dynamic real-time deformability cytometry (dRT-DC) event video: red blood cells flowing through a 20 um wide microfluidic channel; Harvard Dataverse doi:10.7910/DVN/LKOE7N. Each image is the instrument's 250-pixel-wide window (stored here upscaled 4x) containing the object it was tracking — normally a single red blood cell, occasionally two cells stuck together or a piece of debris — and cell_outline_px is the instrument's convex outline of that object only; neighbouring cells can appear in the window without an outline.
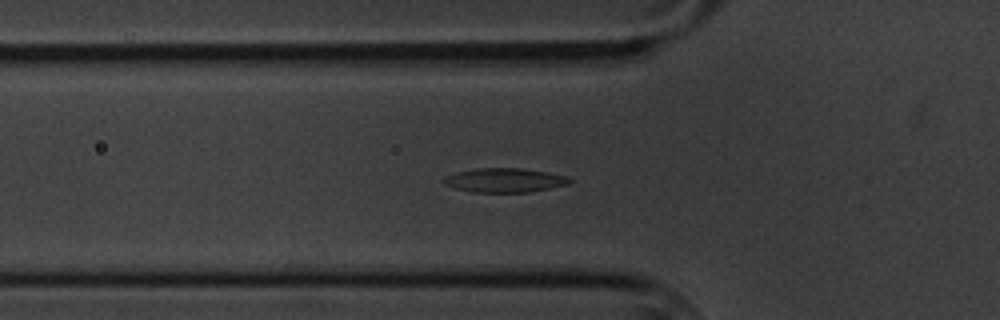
{"species": "common noctule bat (a hibernating species)", "species_latin": "Nyctalus noctula", "temperature_condition": "cold", "stored_images_in_passage": 41, "camera_frame_rate_fps": 3000, "um_per_image_px": 0.085, "animal": {"sex": "male", "body_mass_g": 20.1, "forearm_length_mm": 53.5}, "frame": {"image": 1, "passage_image": 2, "time_ms": 0.333, "image_size_px": [1000, 320], "cell_outline_px": [[572, 180], [568, 184], [528, 192], [472, 192], [456, 188], [444, 184], [440, 180], [444, 176], [456, 172], [476, 168], [524, 168], [548, 172], [564, 176]], "centroid_in_image_um": [42.82, 15.31], "position_along_channel_um": 83.0, "area_um2": 17.69}}
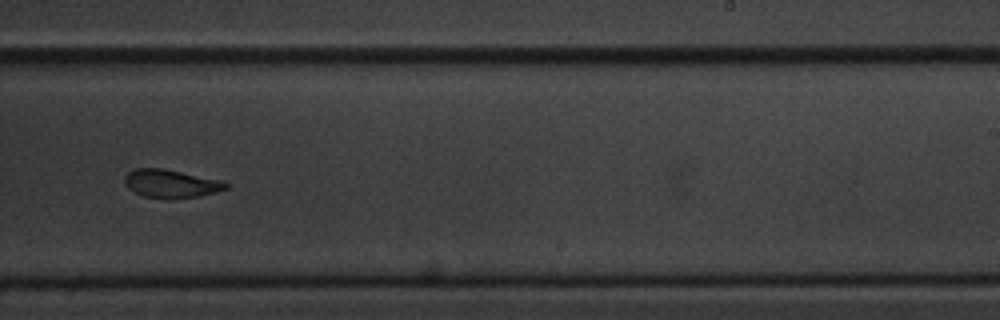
{"frame": {"image": 2, "passage_image": 19, "time_ms": 6.0, "image_size_px": [1000, 320], "cell_outline_px": [[228, 188], [216, 192], [196, 196], [172, 200], [144, 196], [132, 192], [124, 184], [124, 176], [128, 172], [136, 168], [164, 168], [224, 180], [228, 184]], "centroid_in_image_um": [14.52, 15.61], "position_along_channel_um": 274.5, "area_um2": 17.05}}
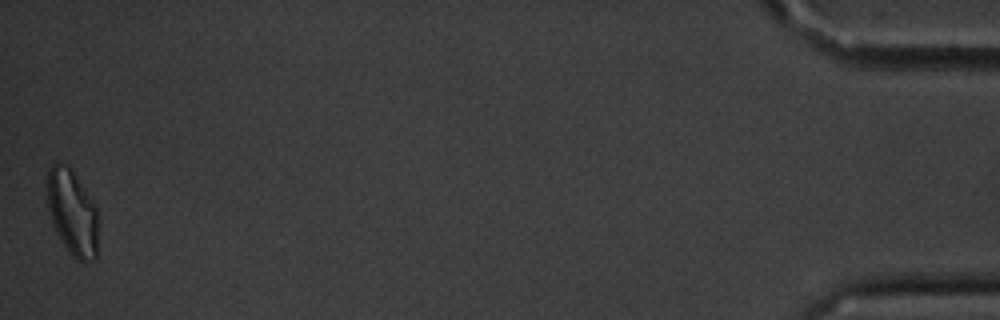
{"frame": {"image": 3, "passage_image": 41, "time_ms": 13.333, "image_size_px": [1000, 320], "cell_outline_px": [[96, 260], [84, 264], [76, 260], [72, 256], [56, 232], [48, 208], [48, 168], [52, 164], [60, 160], [72, 168], [96, 208]], "centroid_in_image_um": [6.14, 18.06], "position_along_channel_um": 429.1, "area_um2": 25.26}}